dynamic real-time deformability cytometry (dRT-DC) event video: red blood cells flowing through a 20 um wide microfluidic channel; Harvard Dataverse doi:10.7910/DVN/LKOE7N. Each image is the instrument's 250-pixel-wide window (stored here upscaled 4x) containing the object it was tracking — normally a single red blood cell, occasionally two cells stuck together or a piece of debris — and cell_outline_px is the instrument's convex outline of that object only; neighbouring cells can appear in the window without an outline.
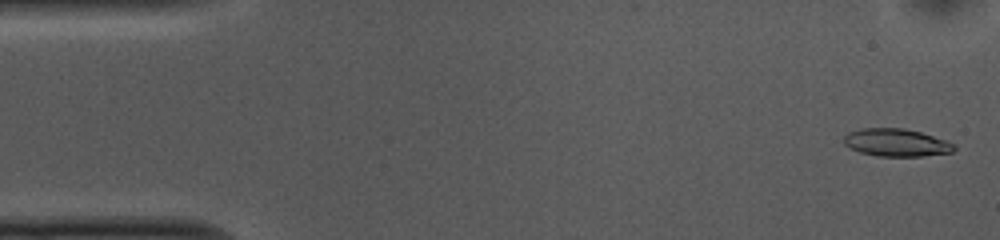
{"species": "common noctule bat (a hibernating species)", "species_latin": "Nyctalus noctula", "temperature_condition": "cold", "stored_images_in_passage": 53, "camera_frame_rate_fps": 3000, "um_per_image_px": 0.085, "animal": {"sex": "female", "body_mass_g": 10.0, "forearm_length_mm": 53.1}, "frame": {"image": 1, "passage_image": 2, "time_ms": 0.333, "image_size_px": [1000, 240], "cell_outline_px": [[956, 148], [952, 152], [924, 156], [876, 156], [860, 152], [848, 148], [844, 144], [844, 136], [848, 132], [864, 128], [904, 128], [920, 132], [944, 140], [952, 144]], "centroid_in_image_um": [76.13, 12.12], "position_along_channel_um": 8.9, "area_um2": 17.69}}
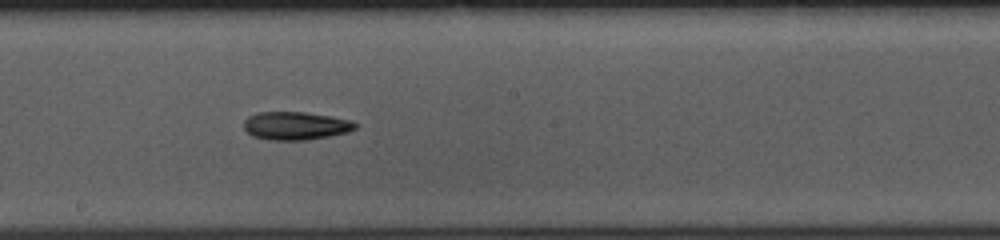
{"frame": {"image": 2, "passage_image": 28, "time_ms": 9.0, "image_size_px": [1000, 240], "cell_outline_px": [[356, 128], [348, 132], [308, 140], [268, 140], [252, 136], [244, 128], [244, 120], [248, 116], [256, 112], [304, 112], [332, 116], [352, 120], [356, 124]], "centroid_in_image_um": [25.12, 10.69], "position_along_channel_um": 223.1, "area_um2": 18.38}}
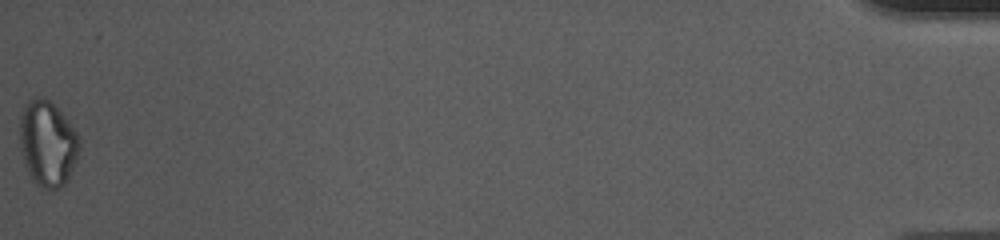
{"frame": {"image": 3, "passage_image": 53, "time_ms": 17.333, "image_size_px": [1000, 240], "cell_outline_px": [[80, 148], [76, 160], [68, 180], [60, 188], [48, 192], [36, 184], [32, 180], [28, 172], [20, 148], [20, 112], [28, 100], [40, 96], [44, 96], [60, 112], [80, 136]], "centroid_in_image_um": [4.04, 12.23], "position_along_channel_um": 431.2, "area_um2": 29.94}, "authors_computed_cell_mechanics": {"area_um2": 18.496, "velocity_mm_per_s": 3.7352, "shape_relaxation_time_tau1_ms": 4.2947, "shape_relaxation_time_tau2_ms": null, "deformation_change_tau1": 0.1288, "deformation_change_tau2": null}}